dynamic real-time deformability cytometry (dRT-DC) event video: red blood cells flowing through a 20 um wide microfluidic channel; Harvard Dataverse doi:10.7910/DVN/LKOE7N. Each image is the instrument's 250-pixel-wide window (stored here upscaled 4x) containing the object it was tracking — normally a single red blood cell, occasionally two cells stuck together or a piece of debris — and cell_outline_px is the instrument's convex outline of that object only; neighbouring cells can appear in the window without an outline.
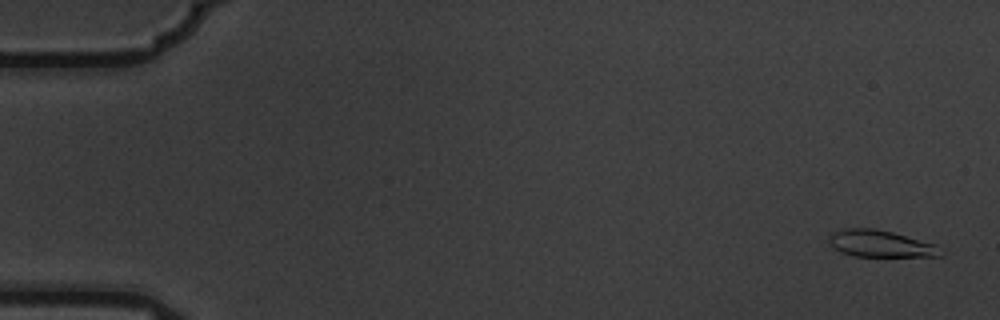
{"species": "common noctule bat (a hibernating species)", "species_latin": "Nyctalus noctula", "temperature_condition": "warm", "stored_images_in_passage": 5, "camera_frame_rate_fps": 3000, "um_per_image_px": 0.085, "animal": {"sex": "male", "body_mass_g": 19.5, "forearm_length_mm": 54.6}, "frame": {"image": 1, "passage_image": 1, "time_ms": 0.0, "image_size_px": [1000, 320], "cell_outline_px": [[944, 252], [940, 256], [852, 256], [840, 252], [828, 240], [828, 236], [832, 232], [844, 228], [872, 228], [892, 232], [936, 244]], "centroid_in_image_um": [74.84, 20.71], "position_along_channel_um": 10.2, "area_um2": 17.4}}